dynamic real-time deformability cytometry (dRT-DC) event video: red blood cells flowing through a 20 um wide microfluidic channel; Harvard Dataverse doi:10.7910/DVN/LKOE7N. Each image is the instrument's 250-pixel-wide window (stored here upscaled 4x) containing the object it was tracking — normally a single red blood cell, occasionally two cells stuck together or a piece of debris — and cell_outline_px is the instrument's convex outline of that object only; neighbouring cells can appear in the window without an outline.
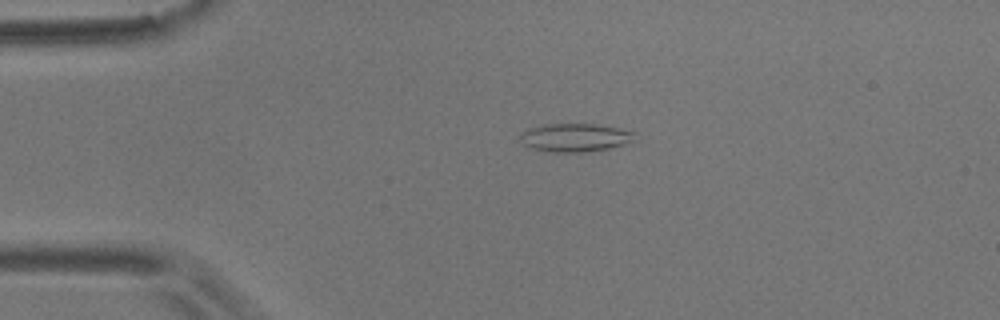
{"species": "common noctule bat (a hibernating species)", "species_latin": "Nyctalus noctula", "temperature_condition": "room temperature", "stored_images_in_passage": 52, "camera_frame_rate_fps": 3000, "um_per_image_px": 0.085, "animal": {"sex": "male", "body_mass_g": 17.9}, "frame": {"image": 1, "passage_image": 11, "time_ms": 3.333, "image_size_px": [1000, 320], "cell_outline_px": [[636, 132], [624, 144], [608, 148], [580, 152], [552, 152], [528, 148], [520, 140], [520, 132], [528, 128], [544, 124], [596, 124]], "centroid_in_image_um": [48.76, 11.69], "position_along_channel_um": 36.2, "area_um2": 18.61}}
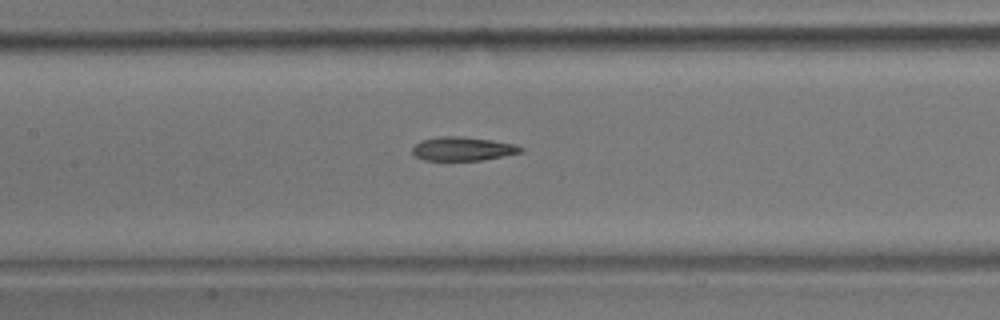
{"frame": {"image": 2, "passage_image": 25, "time_ms": 8.0, "image_size_px": [1000, 320], "cell_outline_px": [[524, 152], [480, 160], [424, 160], [416, 156], [412, 152], [412, 148], [416, 144], [424, 140], [440, 136], [464, 136], [492, 140], [516, 144], [524, 148]], "centroid_in_image_um": [39.38, 12.64], "position_along_channel_um": 168.0, "area_um2": 14.97}}
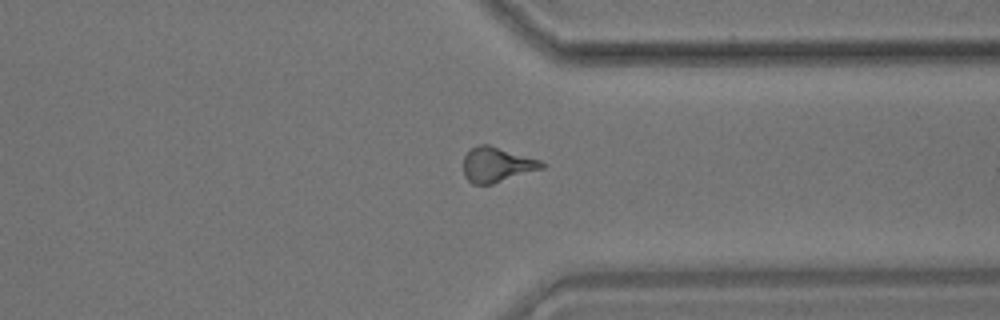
{"frame": {"image": 3, "passage_image": 42, "time_ms": 13.667, "image_size_px": [1000, 320], "cell_outline_px": [[544, 168], [492, 184], [472, 184], [464, 176], [464, 156], [472, 148], [480, 144], [488, 144], [540, 160], [544, 164]], "centroid_in_image_um": [42.22, 14.0], "position_along_channel_um": 369.2, "area_um2": 15.78}}